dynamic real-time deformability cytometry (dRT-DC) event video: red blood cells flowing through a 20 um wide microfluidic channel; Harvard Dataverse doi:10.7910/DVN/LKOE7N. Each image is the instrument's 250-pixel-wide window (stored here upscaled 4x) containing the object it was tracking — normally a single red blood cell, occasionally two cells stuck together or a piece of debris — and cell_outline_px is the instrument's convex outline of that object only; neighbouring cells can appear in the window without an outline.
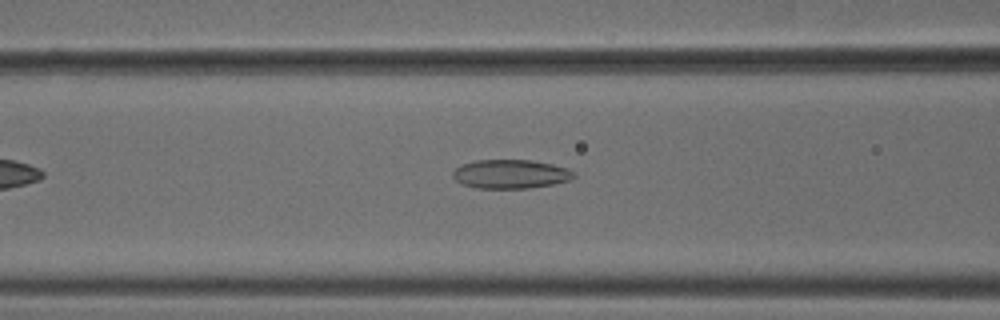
{"species": "common noctule bat (a hibernating species)", "species_latin": "Nyctalus noctula", "temperature_condition": "cold", "stored_images_in_passage": 38, "camera_frame_rate_fps": 3000, "um_per_image_px": 0.085, "animal": {"sex": "male", "body_mass_g": 18.8}, "frame": {"image": 1, "passage_image": 7, "time_ms": 2.0, "image_size_px": [1000, 320], "cell_outline_px": [[576, 176], [572, 180], [552, 184], [528, 188], [476, 188], [464, 184], [456, 180], [452, 176], [452, 172], [456, 168], [464, 164], [476, 160], [532, 160], [552, 164], [568, 168], [576, 172]], "centroid_in_image_um": [43.45, 14.79], "position_along_channel_um": 123.1, "area_um2": 20.4}}
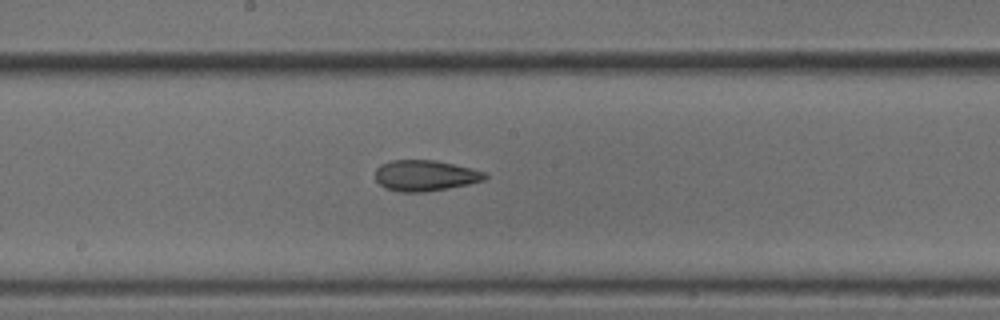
{"frame": {"image": 2, "passage_image": 14, "time_ms": 4.333, "image_size_px": [1000, 320], "cell_outline_px": [[488, 176], [484, 180], [468, 184], [448, 188], [424, 192], [400, 192], [384, 188], [376, 180], [376, 168], [380, 164], [392, 160], [436, 160], [484, 172]], "centroid_in_image_um": [36.09, 14.93], "position_along_channel_um": 212.1, "area_um2": 19.59}}
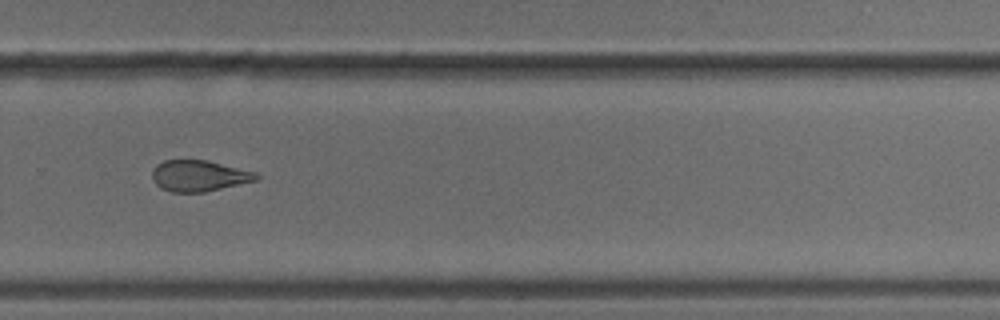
{"frame": {"image": 3, "passage_image": 22, "time_ms": 7.0, "image_size_px": [1000, 320], "cell_outline_px": [[260, 176], [256, 180], [204, 192], [172, 192], [160, 188], [152, 180], [152, 172], [156, 164], [164, 160], [208, 160], [256, 172]], "centroid_in_image_um": [16.89, 14.93], "position_along_channel_um": 312.9, "area_um2": 18.84}, "authors_computed_cell_mechanics": {"area_um2": 20.0855, "velocity_mm_per_s": 3.7989, "shape_relaxation_time_tau1_ms": null, "shape_relaxation_time_tau2_ms": 2.9746, "deformation_change_tau1": null, "deformation_change_tau2": 0.1165}}